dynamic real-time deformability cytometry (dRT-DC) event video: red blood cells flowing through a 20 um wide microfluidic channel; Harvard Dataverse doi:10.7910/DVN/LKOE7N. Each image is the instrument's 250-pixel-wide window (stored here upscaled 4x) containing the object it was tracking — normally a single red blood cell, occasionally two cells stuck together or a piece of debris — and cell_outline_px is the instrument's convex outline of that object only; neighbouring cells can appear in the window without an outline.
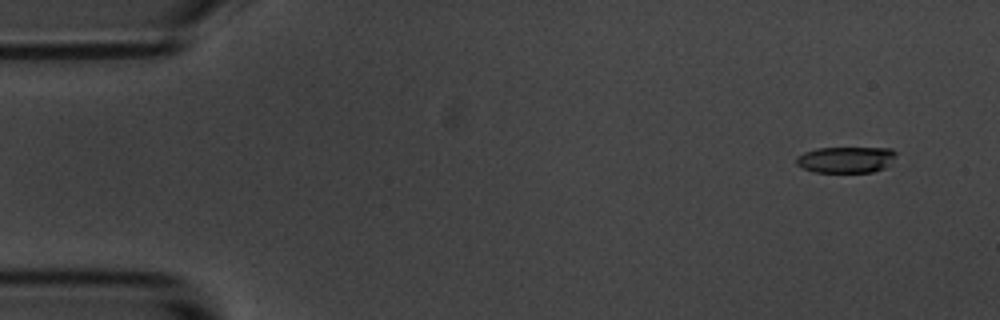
{"species": "common noctule bat (a hibernating species)", "species_latin": "Nyctalus noctula", "temperature_condition": "room temperature", "stored_images_in_passage": 6, "camera_frame_rate_fps": 3000, "um_per_image_px": 0.085, "animal": {"sex": "male", "body_mass_g": 20.1, "forearm_length_mm": 53.5}, "frame": {"image": 1, "passage_image": 2, "time_ms": 1.0, "image_size_px": [1000, 320], "cell_outline_px": [[896, 152], [888, 164], [884, 168], [872, 172], [816, 172], [804, 168], [796, 164], [796, 156], [804, 152], [816, 148], [892, 148]], "centroid_in_image_um": [71.87, 13.56], "position_along_channel_um": 13.1, "area_um2": 15.09}}
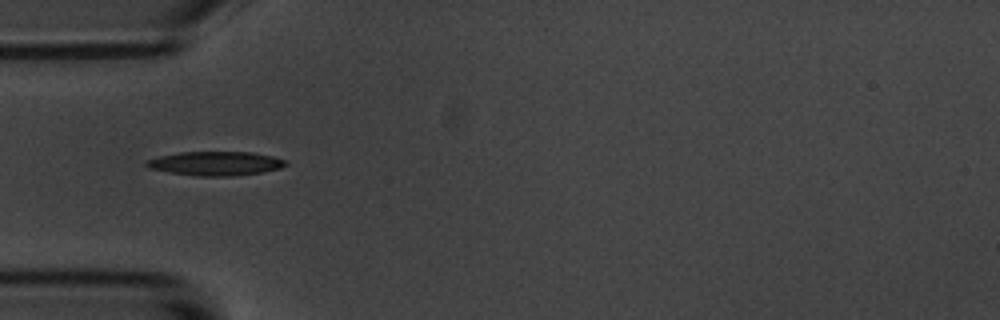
{"frame": {"image": 2, "passage_image": 6, "time_ms": 5.667, "image_size_px": [1000, 320], "cell_outline_px": [[288, 164], [280, 168], [264, 172], [232, 176], [196, 176], [148, 168], [144, 164], [144, 160], [160, 156], [180, 152], [252, 152], [272, 156], [288, 160]], "centroid_in_image_um": [18.34, 13.89], "position_along_channel_um": 66.7, "area_um2": 19.59}}